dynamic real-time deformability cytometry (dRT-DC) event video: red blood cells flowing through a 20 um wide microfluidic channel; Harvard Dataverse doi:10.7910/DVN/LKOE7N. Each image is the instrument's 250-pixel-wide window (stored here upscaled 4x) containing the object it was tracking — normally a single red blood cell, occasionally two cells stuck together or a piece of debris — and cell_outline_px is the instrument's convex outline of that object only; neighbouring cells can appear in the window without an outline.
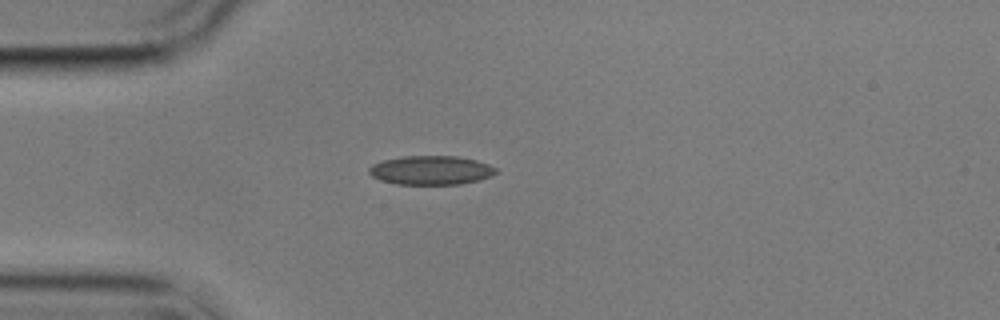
{"species": "common noctule bat (a hibernating species)", "species_latin": "Nyctalus noctula", "temperature_condition": "cold", "stored_images_in_passage": 4, "camera_frame_rate_fps": 3000, "um_per_image_px": 0.085, "animal": {"sex": "male", "body_mass_g": 17.9}, "frame": {"image": 1, "passage_image": 4, "time_ms": 3.333, "image_size_px": [1000, 320], "cell_outline_px": [[500, 172], [492, 176], [480, 180], [460, 184], [396, 184], [380, 180], [372, 176], [368, 172], [368, 168], [372, 164], [384, 160], [404, 156], [456, 156], [476, 160], [488, 164], [496, 168]], "centroid_in_image_um": [36.66, 14.47], "position_along_channel_um": 48.3, "area_um2": 21.56}}